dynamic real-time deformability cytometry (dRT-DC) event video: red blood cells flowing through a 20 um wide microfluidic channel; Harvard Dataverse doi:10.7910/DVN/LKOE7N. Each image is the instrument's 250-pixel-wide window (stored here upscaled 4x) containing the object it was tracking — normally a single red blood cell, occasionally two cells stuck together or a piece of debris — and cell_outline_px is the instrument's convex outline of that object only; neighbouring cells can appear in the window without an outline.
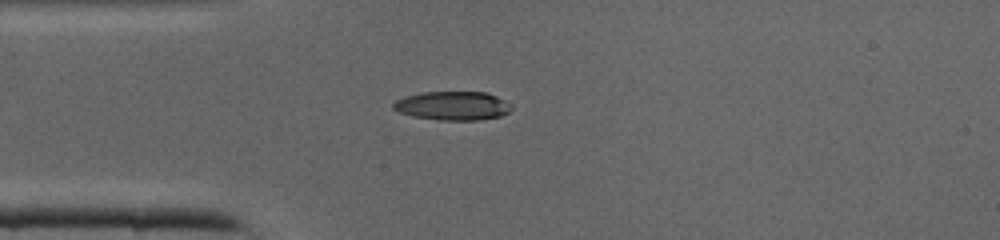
{"species": "common noctule bat (a hibernating species)", "species_latin": "Nyctalus noctula", "temperature_condition": "cold", "stored_images_in_passage": 31, "camera_frame_rate_fps": 3000, "um_per_image_px": 0.085, "animal": {"sex": "male", "body_mass_g": 19.0, "forearm_length_mm": 50.8}, "frame": {"image": 1, "passage_image": 1, "time_ms": 0.0, "image_size_px": [1000, 240], "cell_outline_px": [[512, 108], [508, 112], [500, 116], [480, 120], [440, 120], [416, 116], [400, 112], [392, 108], [392, 104], [396, 100], [404, 96], [420, 92], [484, 92], [496, 96], [512, 104]], "centroid_in_image_um": [38.48, 8.98], "position_along_channel_um": 46.5, "area_um2": 19.77}}
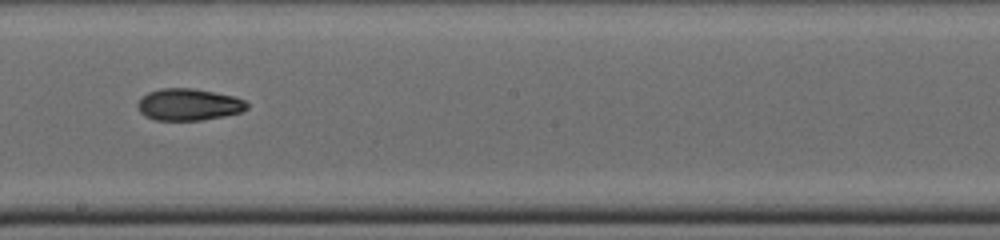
{"frame": {"image": 2, "passage_image": 13, "time_ms": 4.0, "image_size_px": [1000, 240], "cell_outline_px": [[248, 108], [240, 112], [224, 116], [200, 120], [156, 120], [144, 116], [140, 112], [136, 104], [148, 92], [160, 88], [192, 88], [236, 96], [244, 100], [248, 104]], "centroid_in_image_um": [16.04, 8.88], "position_along_channel_um": 232.2, "area_um2": 20.29}}
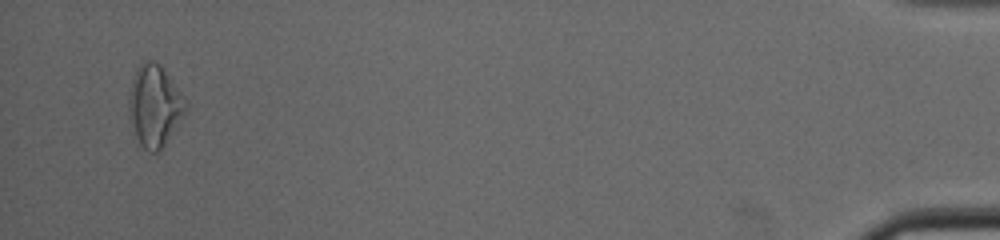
{"frame": {"image": 3, "passage_image": 30, "time_ms": 9.667, "image_size_px": [1000, 240], "cell_outline_px": [[188, 112], [160, 148], [156, 152], [148, 152], [140, 144], [136, 136], [128, 108], [128, 92], [136, 72], [140, 64], [144, 60], [152, 60], [160, 64], [180, 92], [188, 104]], "centroid_in_image_um": [13.15, 8.97], "position_along_channel_um": 422.0, "area_um2": 26.59}}